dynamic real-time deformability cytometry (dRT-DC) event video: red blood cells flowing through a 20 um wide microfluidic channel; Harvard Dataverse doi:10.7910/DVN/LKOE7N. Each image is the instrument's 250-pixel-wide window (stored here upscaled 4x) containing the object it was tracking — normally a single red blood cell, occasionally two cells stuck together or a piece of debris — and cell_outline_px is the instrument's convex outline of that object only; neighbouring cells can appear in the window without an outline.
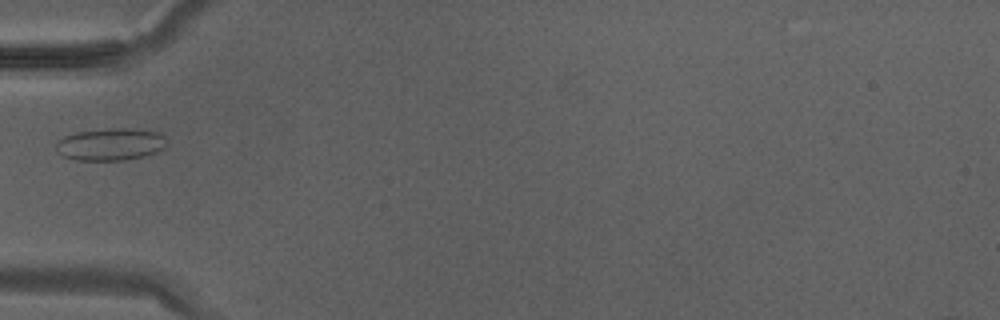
{"species": "Egyptian fruit bat (a non-hibernating species)", "species_latin": "Rousettus aegyptiacus", "temperature_condition": "warm", "stored_images_in_passage": 10, "camera_frame_rate_fps": 3000, "um_per_image_px": 0.085, "animal": {"sex": "male"}, "frame": {"image": 1, "passage_image": 1, "time_ms": 0.0, "image_size_px": [1000, 320], "cell_outline_px": [[164, 148], [156, 152], [144, 156], [124, 160], [76, 160], [64, 156], [56, 152], [56, 140], [64, 136], [76, 132], [120, 128], [124, 128], [160, 132], [164, 136]], "centroid_in_image_um": [9.35, 12.27], "position_along_channel_um": 75.6, "area_um2": 20.63}}